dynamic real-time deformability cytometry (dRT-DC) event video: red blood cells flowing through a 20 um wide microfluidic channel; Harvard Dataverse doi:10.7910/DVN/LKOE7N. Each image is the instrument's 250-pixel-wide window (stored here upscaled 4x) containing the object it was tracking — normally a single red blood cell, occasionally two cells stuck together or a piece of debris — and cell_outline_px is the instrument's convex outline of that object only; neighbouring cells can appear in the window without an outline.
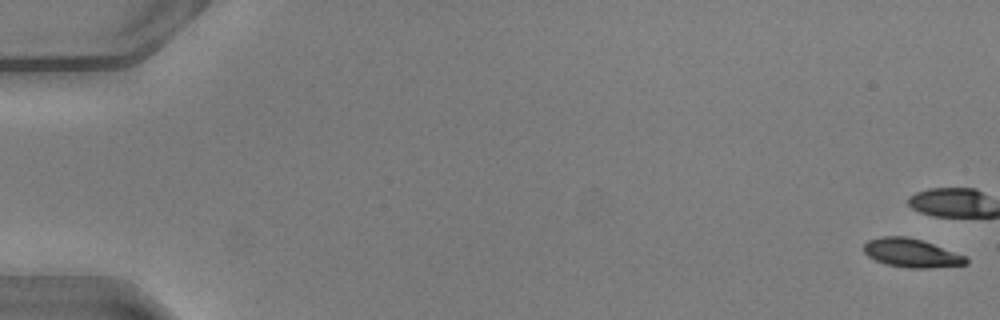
{"species": "common noctule bat (a hibernating species)", "species_latin": "Nyctalus noctula", "temperature_condition": "warm", "stored_images_in_passage": 41, "camera_frame_rate_fps": 3000, "um_per_image_px": 0.085, "animal": {"sex": "male", "body_mass_g": 20.5, "forearm_length_mm": 52.5}, "frame": {"image": 1, "passage_image": 1, "time_ms": 0.0, "image_size_px": [1000, 320], "cell_outline_px": [[968, 264], [928, 268], [908, 268], [884, 264], [868, 256], [864, 252], [864, 244], [868, 240], [880, 236], [908, 236], [968, 256]], "centroid_in_image_um": [77.47, 21.51], "position_along_channel_um": 7.5, "area_um2": 17.11}}